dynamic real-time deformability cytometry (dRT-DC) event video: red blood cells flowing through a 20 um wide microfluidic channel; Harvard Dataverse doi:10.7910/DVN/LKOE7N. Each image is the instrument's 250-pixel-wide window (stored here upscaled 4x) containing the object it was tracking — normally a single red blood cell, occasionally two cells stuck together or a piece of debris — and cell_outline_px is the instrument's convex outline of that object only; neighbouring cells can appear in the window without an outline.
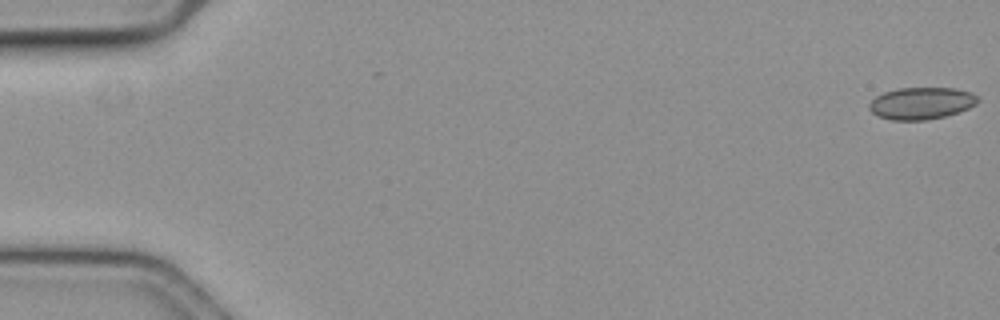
{"species": "common noctule bat (a hibernating species)", "species_latin": "Nyctalus noctula", "temperature_condition": "cold", "stored_images_in_passage": 4, "camera_frame_rate_fps": 3000, "um_per_image_px": 0.085, "animal": {"sex": "female", "body_mass_g": 19.3, "forearm_length_mm": 54.1}, "frame": {"image": 1, "passage_image": 1, "time_ms": 0.0, "image_size_px": [1000, 320], "cell_outline_px": [[980, 100], [976, 104], [968, 108], [944, 116], [924, 120], [892, 120], [876, 116], [868, 108], [868, 104], [876, 96], [884, 92], [900, 88], [952, 88], [972, 92]], "centroid_in_image_um": [78.29, 8.77], "position_along_channel_um": 6.7, "area_um2": 20.17}}